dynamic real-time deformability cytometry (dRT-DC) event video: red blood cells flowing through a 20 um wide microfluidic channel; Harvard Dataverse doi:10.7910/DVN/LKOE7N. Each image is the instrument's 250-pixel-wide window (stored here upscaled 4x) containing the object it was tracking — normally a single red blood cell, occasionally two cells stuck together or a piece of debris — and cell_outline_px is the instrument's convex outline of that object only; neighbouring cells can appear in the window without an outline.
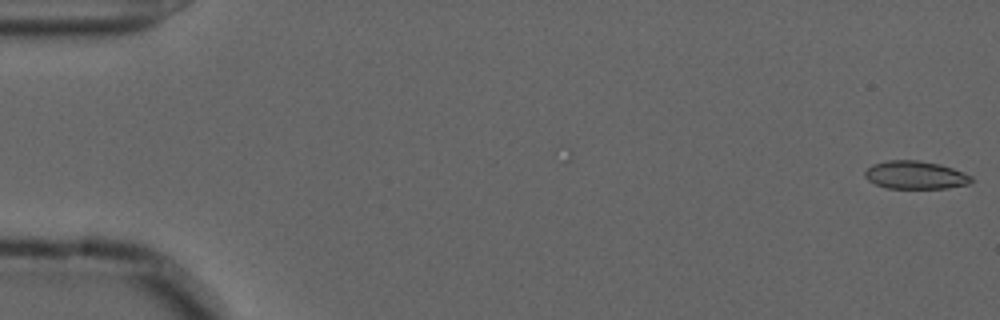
{"species": "common noctule bat (a hibernating species)", "species_latin": "Nyctalus noctula", "temperature_condition": "cold", "stored_images_in_passage": 57, "camera_frame_rate_fps": 3000, "um_per_image_px": 0.085, "animal": {"sex": "male", "forearm_length_mm": 52.5}, "frame": {"image": 1, "passage_image": 1, "time_ms": 0.0, "image_size_px": [1000, 320], "cell_outline_px": [[972, 180], [968, 184], [948, 188], [888, 188], [876, 184], [868, 180], [864, 176], [864, 172], [872, 164], [888, 160], [916, 160], [940, 164], [952, 168], [972, 176]], "centroid_in_image_um": [77.79, 14.87], "position_along_channel_um": 7.2, "area_um2": 17.28}}
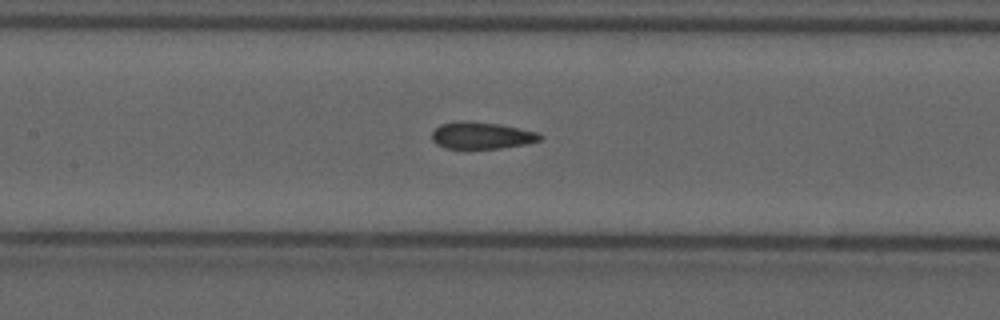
{"frame": {"image": 2, "passage_image": 26, "time_ms": 8.333, "image_size_px": [1000, 320], "cell_outline_px": [[544, 136], [540, 140], [528, 144], [500, 148], [444, 148], [436, 144], [432, 140], [432, 132], [440, 124], [460, 120], [464, 120], [500, 124], [536, 132]], "centroid_in_image_um": [40.92, 11.51], "position_along_channel_um": 166.5, "area_um2": 16.99}}
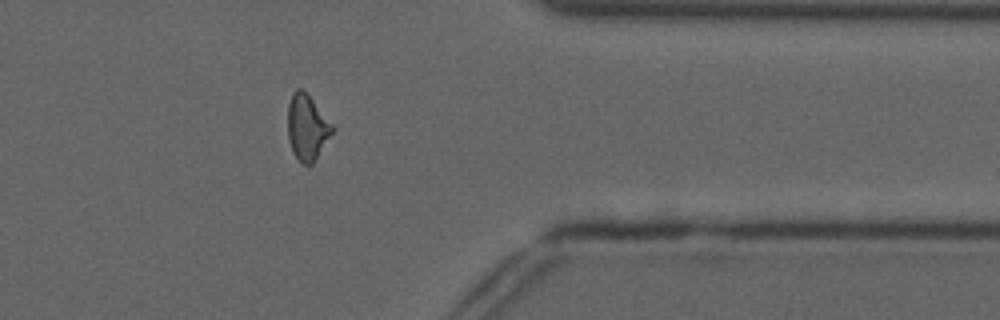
{"frame": {"image": 3, "passage_image": 45, "time_ms": 14.667, "image_size_px": [1000, 320], "cell_outline_px": [[336, 128], [312, 164], [304, 164], [292, 152], [288, 140], [288, 104], [292, 92], [296, 88], [300, 88], [312, 100]], "centroid_in_image_um": [26.09, 10.82], "position_along_channel_um": 385.3, "area_um2": 16.82}}